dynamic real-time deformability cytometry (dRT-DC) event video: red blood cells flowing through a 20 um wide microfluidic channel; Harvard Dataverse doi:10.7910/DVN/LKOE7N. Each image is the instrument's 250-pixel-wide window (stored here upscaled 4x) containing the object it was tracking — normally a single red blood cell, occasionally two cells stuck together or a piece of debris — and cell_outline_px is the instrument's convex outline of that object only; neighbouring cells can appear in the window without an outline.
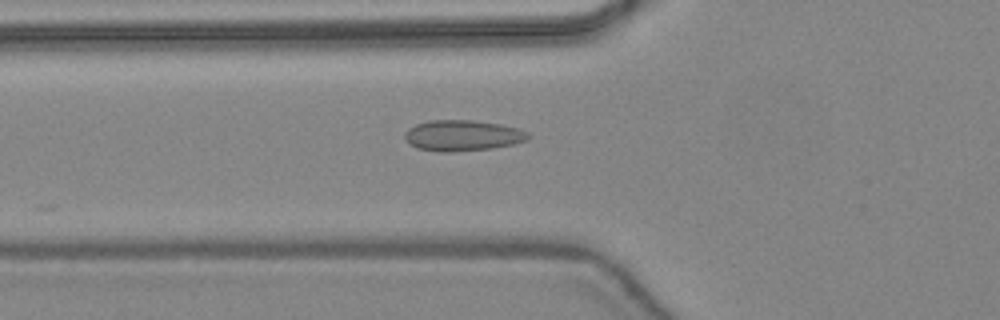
{"species": "common noctule bat (a hibernating species)", "species_latin": "Nyctalus noctula", "temperature_condition": "warm", "stored_images_in_passage": 33, "camera_frame_rate_fps": 3000, "um_per_image_px": 0.085, "animal": {"sex": "female", "body_mass_g": 24.6, "forearm_length_mm": 56.2}, "frame": {"image": 1, "passage_image": 4, "time_ms": 1.0, "image_size_px": [1000, 320], "cell_outline_px": [[528, 140], [512, 144], [492, 148], [452, 152], [440, 152], [416, 148], [408, 144], [404, 140], [404, 132], [408, 128], [416, 124], [428, 120], [472, 120], [500, 124], [516, 128], [528, 132]], "centroid_in_image_um": [39.24, 11.52], "position_along_channel_um": 86.6, "area_um2": 22.31}}
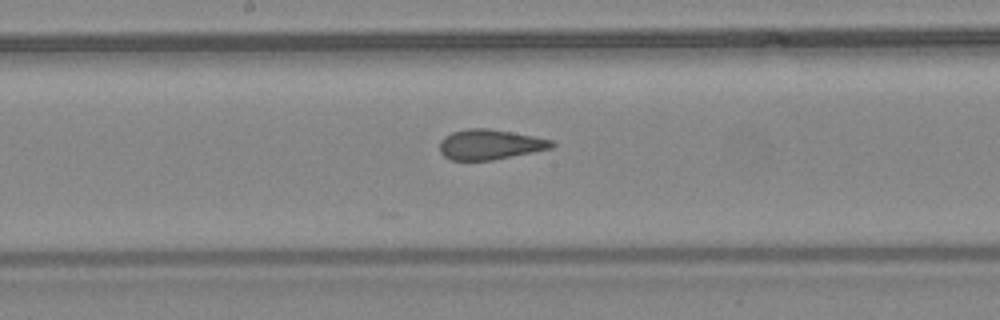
{"frame": {"image": 2, "passage_image": 12, "time_ms": 3.667, "image_size_px": [1000, 320], "cell_outline_px": [[556, 144], [552, 148], [492, 160], [452, 160], [444, 156], [440, 152], [440, 140], [444, 136], [452, 132], [468, 128], [488, 128], [512, 132], [552, 140]], "centroid_in_image_um": [41.62, 12.27], "position_along_channel_um": 206.6, "area_um2": 19.59}}
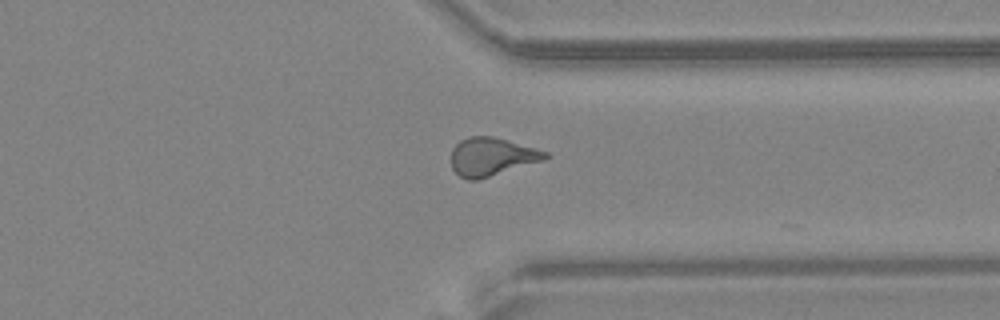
{"frame": {"image": 3, "passage_image": 23, "time_ms": 7.333, "image_size_px": [1000, 320], "cell_outline_px": [[548, 156], [544, 160], [476, 180], [468, 180], [460, 176], [452, 168], [452, 148], [460, 140], [468, 136], [492, 136], [548, 152]], "centroid_in_image_um": [41.76, 13.31], "position_along_channel_um": 369.6, "area_um2": 20.58}, "authors_computed_cell_mechanics": {"area_um2": 20.4612, "velocity_mm_per_s": 4.4728, "shape_relaxation_time_tau1_ms": null, "shape_relaxation_time_tau2_ms": 1.4376, "deformation_change_tau1": null, "deformation_change_tau2": 0.0713}}